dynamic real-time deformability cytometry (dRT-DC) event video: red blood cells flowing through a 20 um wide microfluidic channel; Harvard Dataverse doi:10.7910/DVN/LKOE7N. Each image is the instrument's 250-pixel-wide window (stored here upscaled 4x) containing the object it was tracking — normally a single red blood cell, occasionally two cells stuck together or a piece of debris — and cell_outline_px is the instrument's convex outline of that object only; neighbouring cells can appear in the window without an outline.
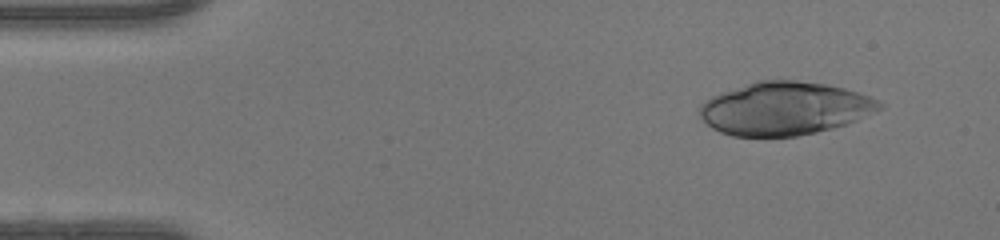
{"species": "human", "species_latin": "Homo sapiens", "temperature_condition": "warm", "stored_images_in_passage": 47, "camera_frame_rate_fps": 3000, "um_per_image_px": 0.085, "donor": {"sex": "female"}, "frame": {"image": 1, "passage_image": 4, "time_ms": 1.0, "image_size_px": [1000, 240], "cell_outline_px": [[884, 108], [856, 120], [832, 128], [816, 132], [796, 136], [732, 136], [720, 132], [712, 128], [696, 112], [700, 104], [712, 96], [720, 92], [756, 80], [796, 80], [828, 84], [860, 92], [880, 100], [884, 104]], "centroid_in_image_um": [66.7, 9.2], "position_along_channel_um": 18.3, "area_um2": 56.01}}